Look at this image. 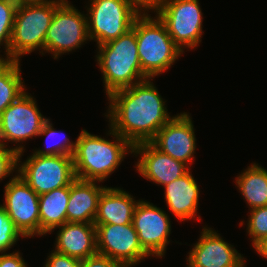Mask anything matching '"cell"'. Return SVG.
<instances>
[{
  "label": "cell",
  "mask_w": 267,
  "mask_h": 267,
  "mask_svg": "<svg viewBox=\"0 0 267 267\" xmlns=\"http://www.w3.org/2000/svg\"><path fill=\"white\" fill-rule=\"evenodd\" d=\"M110 128L132 146L150 142L175 115H170L153 79L148 78L107 97Z\"/></svg>",
  "instance_id": "obj_1"
},
{
  "label": "cell",
  "mask_w": 267,
  "mask_h": 267,
  "mask_svg": "<svg viewBox=\"0 0 267 267\" xmlns=\"http://www.w3.org/2000/svg\"><path fill=\"white\" fill-rule=\"evenodd\" d=\"M107 136L113 140L91 134L82 129L76 138L73 163L76 178L103 183L133 154V146L108 125Z\"/></svg>",
  "instance_id": "obj_2"
},
{
  "label": "cell",
  "mask_w": 267,
  "mask_h": 267,
  "mask_svg": "<svg viewBox=\"0 0 267 267\" xmlns=\"http://www.w3.org/2000/svg\"><path fill=\"white\" fill-rule=\"evenodd\" d=\"M96 50L95 61L101 71L107 97L148 79L141 69L136 32L133 29L97 46Z\"/></svg>",
  "instance_id": "obj_3"
},
{
  "label": "cell",
  "mask_w": 267,
  "mask_h": 267,
  "mask_svg": "<svg viewBox=\"0 0 267 267\" xmlns=\"http://www.w3.org/2000/svg\"><path fill=\"white\" fill-rule=\"evenodd\" d=\"M149 12L140 13L132 25L136 32L138 56L143 74L147 78L168 72L184 53L175 44L165 25Z\"/></svg>",
  "instance_id": "obj_4"
},
{
  "label": "cell",
  "mask_w": 267,
  "mask_h": 267,
  "mask_svg": "<svg viewBox=\"0 0 267 267\" xmlns=\"http://www.w3.org/2000/svg\"><path fill=\"white\" fill-rule=\"evenodd\" d=\"M63 1L43 0L18 4L9 44V60L20 61L22 56L34 51H39L43 56L47 30L55 10Z\"/></svg>",
  "instance_id": "obj_5"
},
{
  "label": "cell",
  "mask_w": 267,
  "mask_h": 267,
  "mask_svg": "<svg viewBox=\"0 0 267 267\" xmlns=\"http://www.w3.org/2000/svg\"><path fill=\"white\" fill-rule=\"evenodd\" d=\"M154 13L183 53L201 43L204 18L199 0H161Z\"/></svg>",
  "instance_id": "obj_6"
},
{
  "label": "cell",
  "mask_w": 267,
  "mask_h": 267,
  "mask_svg": "<svg viewBox=\"0 0 267 267\" xmlns=\"http://www.w3.org/2000/svg\"><path fill=\"white\" fill-rule=\"evenodd\" d=\"M87 5L88 35L97 46L127 33L140 14L127 0H88Z\"/></svg>",
  "instance_id": "obj_7"
},
{
  "label": "cell",
  "mask_w": 267,
  "mask_h": 267,
  "mask_svg": "<svg viewBox=\"0 0 267 267\" xmlns=\"http://www.w3.org/2000/svg\"><path fill=\"white\" fill-rule=\"evenodd\" d=\"M74 6L70 1L64 0L55 10L46 33L43 55L52 54V58L58 60L60 56L66 53L68 55L90 42L87 16Z\"/></svg>",
  "instance_id": "obj_8"
},
{
  "label": "cell",
  "mask_w": 267,
  "mask_h": 267,
  "mask_svg": "<svg viewBox=\"0 0 267 267\" xmlns=\"http://www.w3.org/2000/svg\"><path fill=\"white\" fill-rule=\"evenodd\" d=\"M18 156V175L38 194L69 186L76 179L73 157L41 156L31 153L26 160Z\"/></svg>",
  "instance_id": "obj_9"
},
{
  "label": "cell",
  "mask_w": 267,
  "mask_h": 267,
  "mask_svg": "<svg viewBox=\"0 0 267 267\" xmlns=\"http://www.w3.org/2000/svg\"><path fill=\"white\" fill-rule=\"evenodd\" d=\"M0 118L8 143H13L18 156H24L26 148L23 143L36 138L48 119L40 112L36 99L28 91L9 105Z\"/></svg>",
  "instance_id": "obj_10"
},
{
  "label": "cell",
  "mask_w": 267,
  "mask_h": 267,
  "mask_svg": "<svg viewBox=\"0 0 267 267\" xmlns=\"http://www.w3.org/2000/svg\"><path fill=\"white\" fill-rule=\"evenodd\" d=\"M0 204L27 239L40 236L39 195L17 174L4 185Z\"/></svg>",
  "instance_id": "obj_11"
},
{
  "label": "cell",
  "mask_w": 267,
  "mask_h": 267,
  "mask_svg": "<svg viewBox=\"0 0 267 267\" xmlns=\"http://www.w3.org/2000/svg\"><path fill=\"white\" fill-rule=\"evenodd\" d=\"M168 212L147 200L140 199L137 203L132 224L137 232L142 248L151 256L163 258L169 245L171 219Z\"/></svg>",
  "instance_id": "obj_12"
},
{
  "label": "cell",
  "mask_w": 267,
  "mask_h": 267,
  "mask_svg": "<svg viewBox=\"0 0 267 267\" xmlns=\"http://www.w3.org/2000/svg\"><path fill=\"white\" fill-rule=\"evenodd\" d=\"M96 226L97 253L124 267H134L151 257L140 245L133 224H102Z\"/></svg>",
  "instance_id": "obj_13"
},
{
  "label": "cell",
  "mask_w": 267,
  "mask_h": 267,
  "mask_svg": "<svg viewBox=\"0 0 267 267\" xmlns=\"http://www.w3.org/2000/svg\"><path fill=\"white\" fill-rule=\"evenodd\" d=\"M186 255L187 267H246V258L208 225Z\"/></svg>",
  "instance_id": "obj_14"
},
{
  "label": "cell",
  "mask_w": 267,
  "mask_h": 267,
  "mask_svg": "<svg viewBox=\"0 0 267 267\" xmlns=\"http://www.w3.org/2000/svg\"><path fill=\"white\" fill-rule=\"evenodd\" d=\"M150 143L162 153L192 167L197 144L191 114L177 113L156 133Z\"/></svg>",
  "instance_id": "obj_15"
},
{
  "label": "cell",
  "mask_w": 267,
  "mask_h": 267,
  "mask_svg": "<svg viewBox=\"0 0 267 267\" xmlns=\"http://www.w3.org/2000/svg\"><path fill=\"white\" fill-rule=\"evenodd\" d=\"M132 156L139 157L137 162L135 161L139 175L162 187L191 170L187 164L162 153L150 142L134 145Z\"/></svg>",
  "instance_id": "obj_16"
},
{
  "label": "cell",
  "mask_w": 267,
  "mask_h": 267,
  "mask_svg": "<svg viewBox=\"0 0 267 267\" xmlns=\"http://www.w3.org/2000/svg\"><path fill=\"white\" fill-rule=\"evenodd\" d=\"M164 199L170 211L177 220H200L198 216L200 187L189 170L185 175L163 186ZM196 218V219H195Z\"/></svg>",
  "instance_id": "obj_17"
},
{
  "label": "cell",
  "mask_w": 267,
  "mask_h": 267,
  "mask_svg": "<svg viewBox=\"0 0 267 267\" xmlns=\"http://www.w3.org/2000/svg\"><path fill=\"white\" fill-rule=\"evenodd\" d=\"M56 233L54 250L80 260L97 254L96 226L89 223L66 222Z\"/></svg>",
  "instance_id": "obj_18"
},
{
  "label": "cell",
  "mask_w": 267,
  "mask_h": 267,
  "mask_svg": "<svg viewBox=\"0 0 267 267\" xmlns=\"http://www.w3.org/2000/svg\"><path fill=\"white\" fill-rule=\"evenodd\" d=\"M106 187L98 181L76 178L70 185L67 222L93 224L100 195Z\"/></svg>",
  "instance_id": "obj_19"
},
{
  "label": "cell",
  "mask_w": 267,
  "mask_h": 267,
  "mask_svg": "<svg viewBox=\"0 0 267 267\" xmlns=\"http://www.w3.org/2000/svg\"><path fill=\"white\" fill-rule=\"evenodd\" d=\"M119 187H106L100 195L94 225L132 223L134 209L140 199Z\"/></svg>",
  "instance_id": "obj_20"
},
{
  "label": "cell",
  "mask_w": 267,
  "mask_h": 267,
  "mask_svg": "<svg viewBox=\"0 0 267 267\" xmlns=\"http://www.w3.org/2000/svg\"><path fill=\"white\" fill-rule=\"evenodd\" d=\"M70 185L39 195L40 237L67 222Z\"/></svg>",
  "instance_id": "obj_21"
},
{
  "label": "cell",
  "mask_w": 267,
  "mask_h": 267,
  "mask_svg": "<svg viewBox=\"0 0 267 267\" xmlns=\"http://www.w3.org/2000/svg\"><path fill=\"white\" fill-rule=\"evenodd\" d=\"M234 183L248 210L267 206V170L263 166L251 163L235 177Z\"/></svg>",
  "instance_id": "obj_22"
},
{
  "label": "cell",
  "mask_w": 267,
  "mask_h": 267,
  "mask_svg": "<svg viewBox=\"0 0 267 267\" xmlns=\"http://www.w3.org/2000/svg\"><path fill=\"white\" fill-rule=\"evenodd\" d=\"M20 62L0 59V116L27 90L21 77Z\"/></svg>",
  "instance_id": "obj_23"
},
{
  "label": "cell",
  "mask_w": 267,
  "mask_h": 267,
  "mask_svg": "<svg viewBox=\"0 0 267 267\" xmlns=\"http://www.w3.org/2000/svg\"><path fill=\"white\" fill-rule=\"evenodd\" d=\"M62 133L63 132L54 128L52 121L48 118L38 134V137H46V145H44V148H36L33 150V153L41 156L64 155L73 157L76 148V140L73 142L67 135L63 136L64 133Z\"/></svg>",
  "instance_id": "obj_24"
},
{
  "label": "cell",
  "mask_w": 267,
  "mask_h": 267,
  "mask_svg": "<svg viewBox=\"0 0 267 267\" xmlns=\"http://www.w3.org/2000/svg\"><path fill=\"white\" fill-rule=\"evenodd\" d=\"M17 6L18 3L13 0H0V48L5 53V57L0 54V59L9 60V44Z\"/></svg>",
  "instance_id": "obj_25"
},
{
  "label": "cell",
  "mask_w": 267,
  "mask_h": 267,
  "mask_svg": "<svg viewBox=\"0 0 267 267\" xmlns=\"http://www.w3.org/2000/svg\"><path fill=\"white\" fill-rule=\"evenodd\" d=\"M248 213L247 224L244 223V220H241L239 226L246 225L247 235L252 248H254L267 237V206L252 209Z\"/></svg>",
  "instance_id": "obj_26"
},
{
  "label": "cell",
  "mask_w": 267,
  "mask_h": 267,
  "mask_svg": "<svg viewBox=\"0 0 267 267\" xmlns=\"http://www.w3.org/2000/svg\"><path fill=\"white\" fill-rule=\"evenodd\" d=\"M22 237L25 239L0 205V254L12 249Z\"/></svg>",
  "instance_id": "obj_27"
},
{
  "label": "cell",
  "mask_w": 267,
  "mask_h": 267,
  "mask_svg": "<svg viewBox=\"0 0 267 267\" xmlns=\"http://www.w3.org/2000/svg\"><path fill=\"white\" fill-rule=\"evenodd\" d=\"M14 173V175H13ZM12 174V175H11ZM18 174V153L15 150L0 148V182Z\"/></svg>",
  "instance_id": "obj_28"
},
{
  "label": "cell",
  "mask_w": 267,
  "mask_h": 267,
  "mask_svg": "<svg viewBox=\"0 0 267 267\" xmlns=\"http://www.w3.org/2000/svg\"><path fill=\"white\" fill-rule=\"evenodd\" d=\"M48 254L43 267H81V261L65 254H61L54 249Z\"/></svg>",
  "instance_id": "obj_29"
},
{
  "label": "cell",
  "mask_w": 267,
  "mask_h": 267,
  "mask_svg": "<svg viewBox=\"0 0 267 267\" xmlns=\"http://www.w3.org/2000/svg\"><path fill=\"white\" fill-rule=\"evenodd\" d=\"M81 267H124L107 256L96 254L81 261Z\"/></svg>",
  "instance_id": "obj_30"
},
{
  "label": "cell",
  "mask_w": 267,
  "mask_h": 267,
  "mask_svg": "<svg viewBox=\"0 0 267 267\" xmlns=\"http://www.w3.org/2000/svg\"><path fill=\"white\" fill-rule=\"evenodd\" d=\"M0 267H29L28 263L22 257L21 252L18 250L10 253L9 251L6 253L0 254Z\"/></svg>",
  "instance_id": "obj_31"
},
{
  "label": "cell",
  "mask_w": 267,
  "mask_h": 267,
  "mask_svg": "<svg viewBox=\"0 0 267 267\" xmlns=\"http://www.w3.org/2000/svg\"><path fill=\"white\" fill-rule=\"evenodd\" d=\"M140 13L153 12L159 7L161 0H127Z\"/></svg>",
  "instance_id": "obj_32"
},
{
  "label": "cell",
  "mask_w": 267,
  "mask_h": 267,
  "mask_svg": "<svg viewBox=\"0 0 267 267\" xmlns=\"http://www.w3.org/2000/svg\"><path fill=\"white\" fill-rule=\"evenodd\" d=\"M255 252L259 254V256L263 257L267 260V237L264 238L261 242H259L254 248Z\"/></svg>",
  "instance_id": "obj_33"
},
{
  "label": "cell",
  "mask_w": 267,
  "mask_h": 267,
  "mask_svg": "<svg viewBox=\"0 0 267 267\" xmlns=\"http://www.w3.org/2000/svg\"><path fill=\"white\" fill-rule=\"evenodd\" d=\"M7 144H8V140H7L5 132L2 129L1 118H0V148L7 149V150H14L13 146L10 147V145L8 146Z\"/></svg>",
  "instance_id": "obj_34"
},
{
  "label": "cell",
  "mask_w": 267,
  "mask_h": 267,
  "mask_svg": "<svg viewBox=\"0 0 267 267\" xmlns=\"http://www.w3.org/2000/svg\"><path fill=\"white\" fill-rule=\"evenodd\" d=\"M15 2L19 3H28V2H36V1H43V0H13Z\"/></svg>",
  "instance_id": "obj_35"
}]
</instances>
